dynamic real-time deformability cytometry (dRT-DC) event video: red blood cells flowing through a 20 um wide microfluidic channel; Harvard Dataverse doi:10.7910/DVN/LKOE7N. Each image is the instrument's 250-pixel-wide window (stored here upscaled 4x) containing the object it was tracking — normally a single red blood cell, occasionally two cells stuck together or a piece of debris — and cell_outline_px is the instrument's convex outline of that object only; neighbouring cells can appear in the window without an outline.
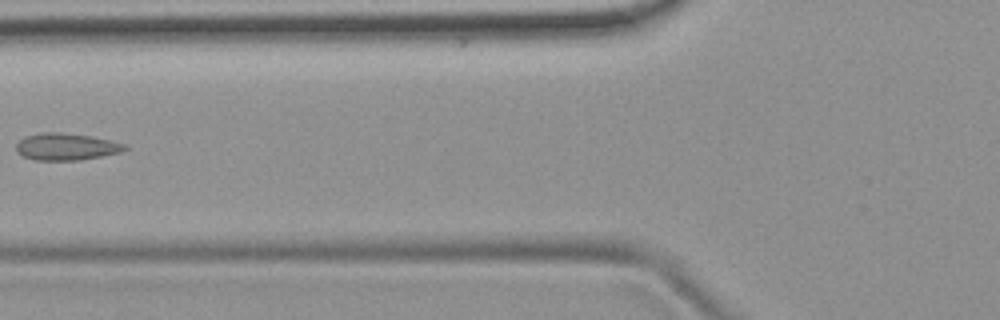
{"species": "common noctule bat (a hibernating species)", "species_latin": "Nyctalus noctula", "temperature_condition": "room temperature", "stored_images_in_passage": 6, "camera_frame_rate_fps": 3000, "um_per_image_px": 0.085, "animal": {"sex": "female", "body_mass_g": 19.9}, "frame": {"image": 1, "passage_image": 5, "time_ms": 5.667, "image_size_px": [1000, 320], "cell_outline_px": [[128, 148], [120, 152], [80, 160], [36, 160], [24, 156], [16, 152], [16, 144], [24, 136], [40, 132], [60, 132], [92, 136], [112, 140], [124, 144]], "centroid_in_image_um": [5.61, 12.45], "position_along_channel_um": 120.2, "area_um2": 17.11}}
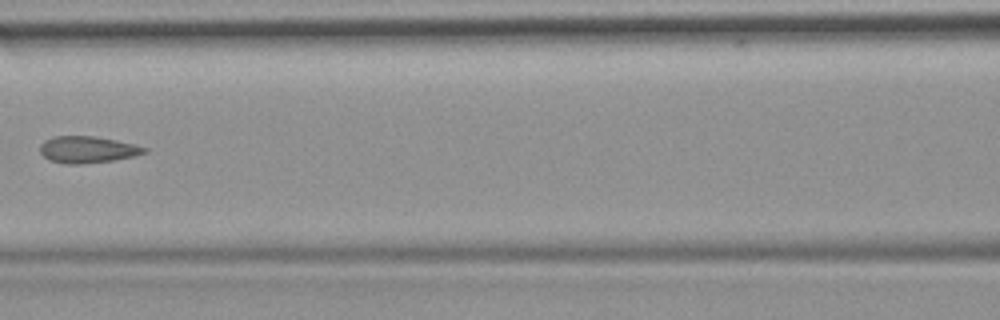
{"frame": {"image": 2, "passage_image": 6, "time_ms": 6.667, "image_size_px": [1000, 320], "cell_outline_px": [[148, 152], [132, 156], [112, 160], [76, 164], [68, 164], [48, 160], [40, 152], [40, 144], [44, 140], [52, 136], [96, 136], [116, 140], [148, 148]], "centroid_in_image_um": [7.4, 12.7], "position_along_channel_um": 159.2, "area_um2": 16.13}}